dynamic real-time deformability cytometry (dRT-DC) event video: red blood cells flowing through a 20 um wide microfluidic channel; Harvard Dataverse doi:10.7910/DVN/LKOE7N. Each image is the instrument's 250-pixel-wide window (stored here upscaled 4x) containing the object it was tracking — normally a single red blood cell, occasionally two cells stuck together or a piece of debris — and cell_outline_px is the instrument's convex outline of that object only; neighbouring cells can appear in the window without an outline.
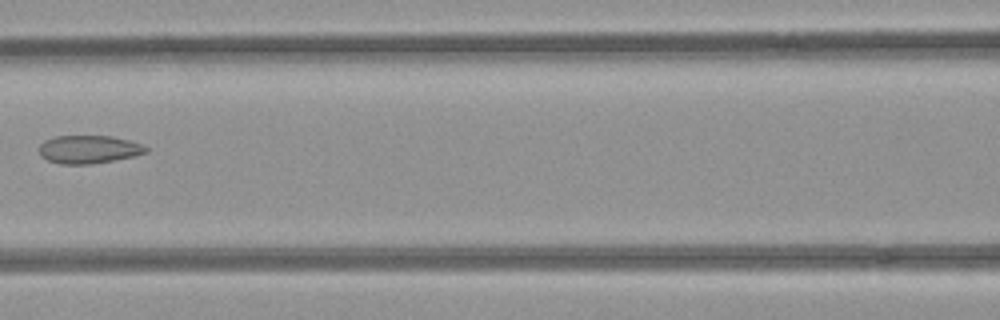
{"species": "common noctule bat (a hibernating species)", "species_latin": "Nyctalus noctula", "temperature_condition": "room temperature", "stored_images_in_passage": 7, "camera_frame_rate_fps": 3000, "um_per_image_px": 0.085, "animal": {"sex": "female", "body_mass_g": 21.9}, "frame": {"image": 1, "passage_image": 7, "time_ms": 2.0, "image_size_px": [1000, 320], "cell_outline_px": [[148, 152], [136, 156], [92, 164], [60, 164], [48, 160], [40, 156], [40, 144], [44, 140], [56, 136], [112, 136], [128, 140], [140, 144], [148, 148]], "centroid_in_image_um": [7.54, 12.7], "position_along_channel_um": 159.1, "area_um2": 17.51}}